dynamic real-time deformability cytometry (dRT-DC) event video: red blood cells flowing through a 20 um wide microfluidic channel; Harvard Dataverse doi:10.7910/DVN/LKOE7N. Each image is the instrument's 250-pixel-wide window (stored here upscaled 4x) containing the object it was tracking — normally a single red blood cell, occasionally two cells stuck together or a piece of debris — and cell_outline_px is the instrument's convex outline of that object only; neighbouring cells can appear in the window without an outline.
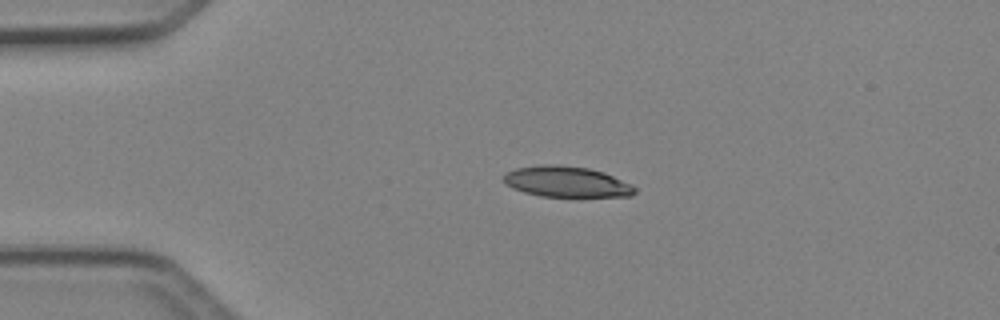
{"species": "Egyptian fruit bat (a non-hibernating species)", "species_latin": "Rousettus aegyptiacus", "temperature_condition": "cold", "stored_images_in_passage": 47, "camera_frame_rate_fps": 3000, "um_per_image_px": 0.085, "animal": {"sex": "female"}, "frame": {"image": 1, "passage_image": 10, "time_ms": 3.0, "image_size_px": [1000, 320], "cell_outline_px": [[636, 192], [632, 196], [540, 196], [524, 192], [512, 188], [504, 184], [504, 172], [516, 168], [540, 164], [556, 164], [588, 168], [604, 172], [636, 188]], "centroid_in_image_um": [48.09, 15.44], "position_along_channel_um": 36.9, "area_um2": 23.41}}
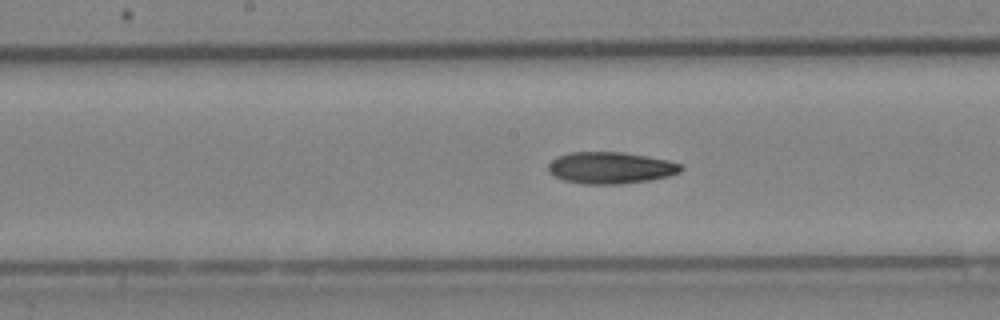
{"frame": {"image": 2, "passage_image": 24, "time_ms": 7.667, "image_size_px": [1000, 320], "cell_outline_px": [[684, 168], [680, 172], [668, 176], [648, 180], [620, 184], [584, 184], [564, 180], [548, 172], [548, 164], [556, 156], [568, 152], [624, 152], [648, 156], [668, 160], [680, 164]], "centroid_in_image_um": [51.88, 14.25], "position_along_channel_um": 196.3, "area_um2": 24.57}}
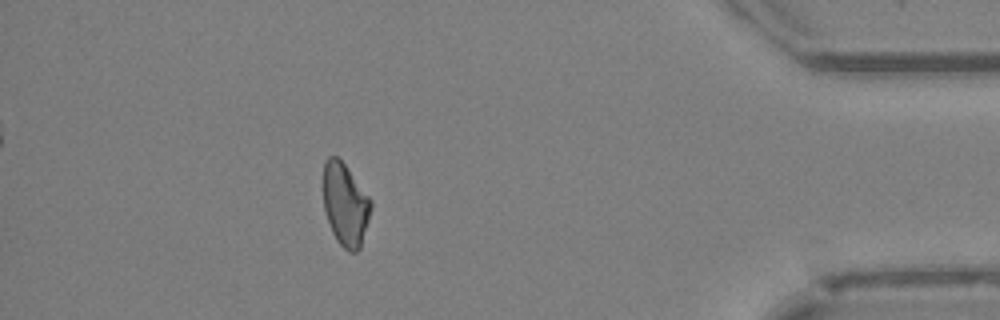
{"frame": {"image": 3, "passage_image": 42, "time_ms": 13.667, "image_size_px": [1000, 320], "cell_outline_px": [[372, 208], [360, 248], [356, 252], [348, 252], [336, 240], [332, 232], [324, 208], [324, 164], [328, 156], [336, 156], [344, 164], [372, 200]], "centroid_in_image_um": [29.36, 17.41], "position_along_channel_um": 405.8, "area_um2": 22.72}, "authors_computed_cell_mechanics": {"area_um2": 23.5246, "velocity_mm_per_s": 4.2528, "shape_relaxation_time_tau1_ms": 10.131, "shape_relaxation_time_tau2_ms": null, "deformation_change_tau1": 0.1851, "deformation_change_tau2": null}}